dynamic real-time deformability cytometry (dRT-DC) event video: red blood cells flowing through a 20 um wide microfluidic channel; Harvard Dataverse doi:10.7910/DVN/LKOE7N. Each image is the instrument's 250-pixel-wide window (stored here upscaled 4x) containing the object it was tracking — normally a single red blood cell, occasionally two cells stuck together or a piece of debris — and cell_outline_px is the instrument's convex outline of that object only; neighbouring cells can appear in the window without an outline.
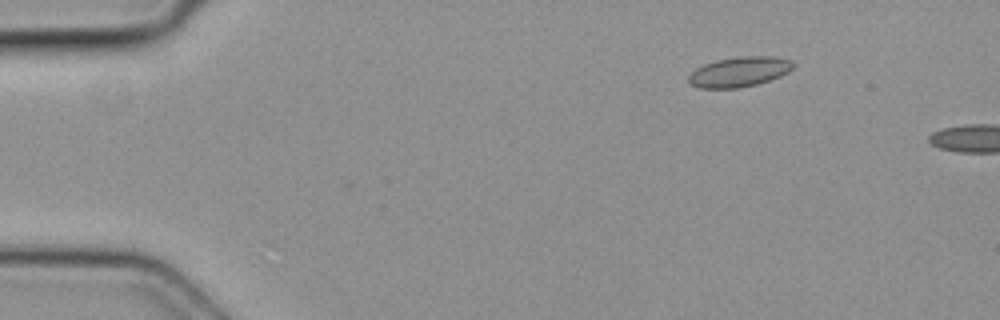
{"species": "common noctule bat (a hibernating species)", "species_latin": "Nyctalus noctula", "temperature_condition": "cold", "stored_images_in_passage": 3, "camera_frame_rate_fps": 3000, "um_per_image_px": 0.085, "animal": {"sex": "female", "body_mass_g": 19.3, "forearm_length_mm": 54.1}, "frame": {"image": 1, "passage_image": 2, "time_ms": 0.333, "image_size_px": [1000, 320], "cell_outline_px": [[796, 64], [788, 72], [780, 76], [756, 84], [736, 88], [700, 88], [692, 84], [688, 80], [688, 76], [696, 68], [704, 64], [716, 60], [744, 56], [772, 56], [792, 60]], "centroid_in_image_um": [62.86, 6.09], "position_along_channel_um": 22.1, "area_um2": 18.15}}